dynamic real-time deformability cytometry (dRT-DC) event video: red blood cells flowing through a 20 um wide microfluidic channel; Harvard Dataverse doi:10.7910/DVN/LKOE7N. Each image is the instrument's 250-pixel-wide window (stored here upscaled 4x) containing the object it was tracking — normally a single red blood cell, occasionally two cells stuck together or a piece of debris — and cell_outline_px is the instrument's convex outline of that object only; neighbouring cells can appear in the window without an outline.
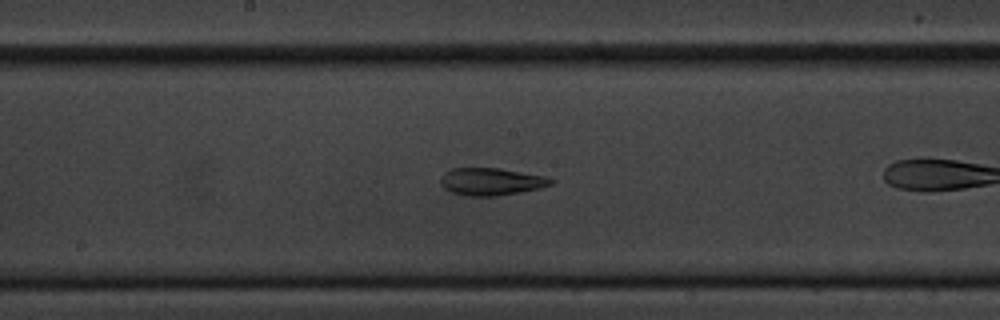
{"species": "common noctule bat (a hibernating species)", "species_latin": "Nyctalus noctula", "temperature_condition": "cold", "stored_images_in_passage": 38, "camera_frame_rate_fps": 3000, "um_per_image_px": 0.085, "animal": {"sex": "male", "body_mass_g": 20.1, "forearm_length_mm": 53.5}, "frame": {"image": 1, "passage_image": 9, "time_ms": 2.667, "image_size_px": [1000, 320], "cell_outline_px": [[556, 180], [552, 184], [540, 188], [520, 192], [496, 196], [468, 196], [452, 192], [444, 188], [440, 184], [440, 180], [444, 172], [452, 168], [500, 168], [548, 176]], "centroid_in_image_um": [41.78, 15.43], "position_along_channel_um": 206.4, "area_um2": 17.8}}
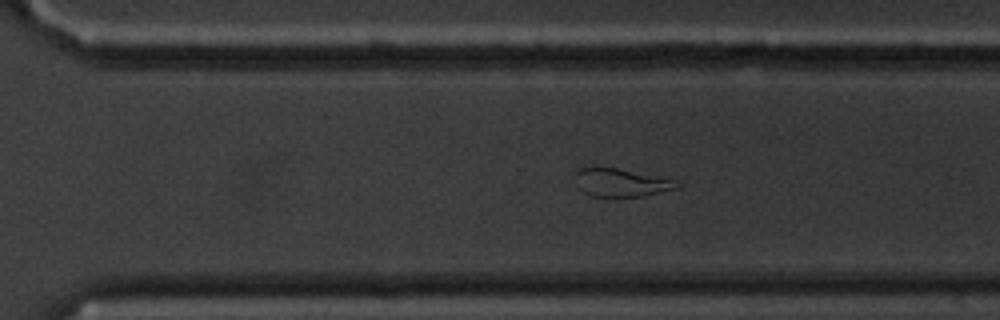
{"frame": {"image": 2, "passage_image": 19, "time_ms": 6.0, "image_size_px": [1000, 320], "cell_outline_px": [[680, 188], [644, 196], [588, 196], [576, 188], [576, 168], [616, 168], [672, 180], [680, 184]], "centroid_in_image_um": [52.73, 15.54], "position_along_channel_um": 317.9, "area_um2": 16.42}}
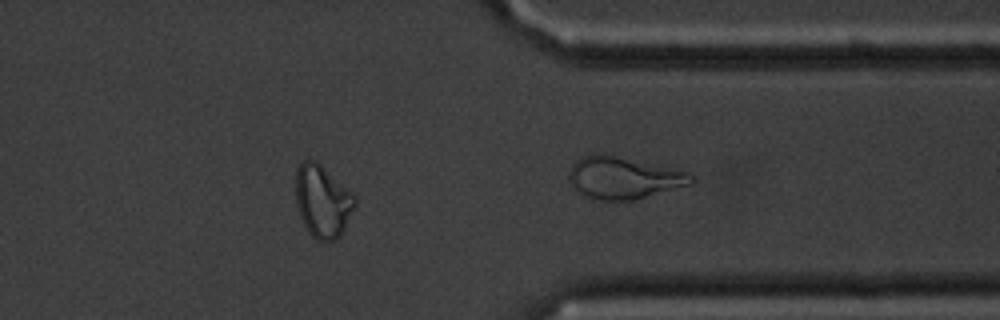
{"frame": {"image": 3, "passage_image": 26, "time_ms": 8.333, "image_size_px": [1000, 320], "cell_outline_px": [[356, 204], [340, 236], [336, 240], [316, 240], [308, 232], [300, 216], [296, 204], [296, 168], [304, 160], [316, 160], [356, 196]], "centroid_in_image_um": [27.41, 17.1], "position_along_channel_um": 384.0, "area_um2": 24.85}}